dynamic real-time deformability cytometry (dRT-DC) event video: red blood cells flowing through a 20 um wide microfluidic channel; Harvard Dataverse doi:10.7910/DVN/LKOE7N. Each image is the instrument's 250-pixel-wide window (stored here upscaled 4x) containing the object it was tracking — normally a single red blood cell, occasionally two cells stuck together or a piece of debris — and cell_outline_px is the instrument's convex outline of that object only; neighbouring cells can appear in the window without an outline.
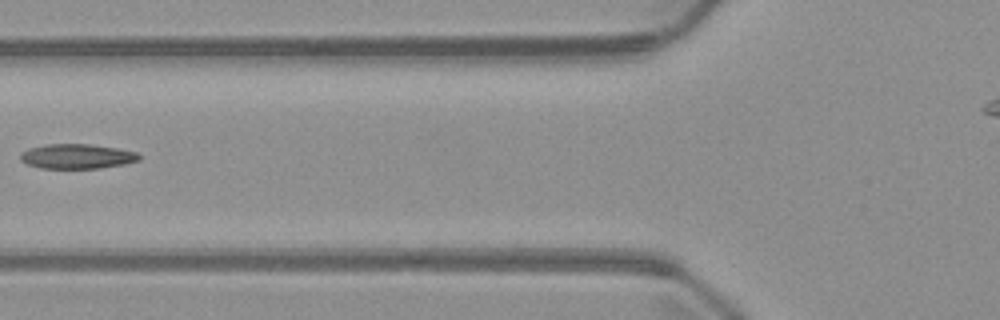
{"species": "common noctule bat (a hibernating species)", "species_latin": "Nyctalus noctula", "temperature_condition": "warm", "stored_images_in_passage": 5, "camera_frame_rate_fps": 3000, "um_per_image_px": 0.085, "animal": {"sex": "male", "body_mass_g": 23.1, "forearm_length_mm": 52.7}, "frame": {"image": 1, "passage_image": 4, "time_ms": 4.667, "image_size_px": [1000, 320], "cell_outline_px": [[140, 160], [124, 164], [100, 168], [40, 168], [28, 164], [20, 160], [20, 156], [28, 148], [44, 144], [92, 144], [116, 148], [136, 152], [140, 156]], "centroid_in_image_um": [6.54, 13.28], "position_along_channel_um": 119.3, "area_um2": 17.05}}
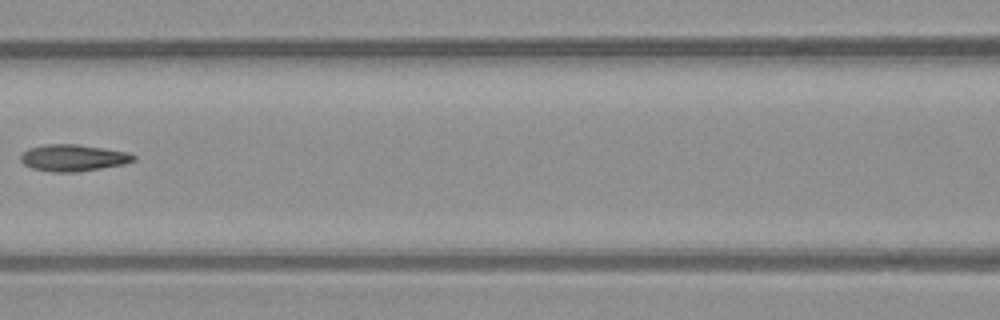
{"frame": {"image": 2, "passage_image": 5, "time_ms": 5.667, "image_size_px": [1000, 320], "cell_outline_px": [[136, 160], [124, 164], [76, 172], [52, 172], [32, 168], [24, 164], [20, 160], [20, 152], [28, 148], [44, 144], [76, 144], [128, 152], [136, 156]], "centroid_in_image_um": [6.18, 13.41], "position_along_channel_um": 160.4, "area_um2": 17.63}}